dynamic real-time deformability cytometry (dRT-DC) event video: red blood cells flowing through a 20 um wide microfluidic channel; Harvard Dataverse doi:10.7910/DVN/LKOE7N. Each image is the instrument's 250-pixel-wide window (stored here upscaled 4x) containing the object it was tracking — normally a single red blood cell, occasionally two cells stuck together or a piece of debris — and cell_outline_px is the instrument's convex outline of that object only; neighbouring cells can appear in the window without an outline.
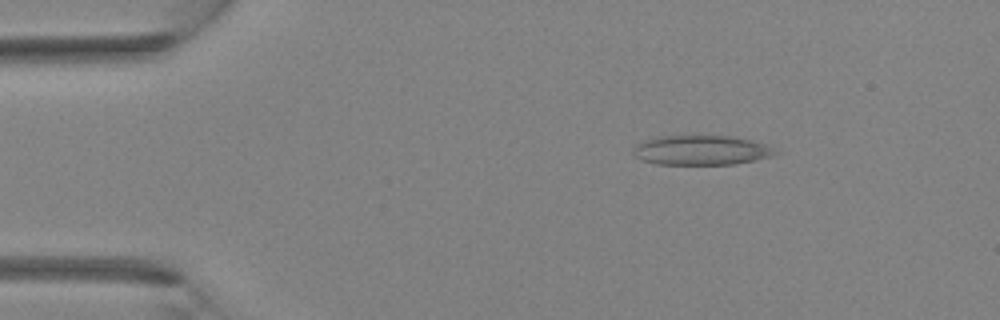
{"species": "Egyptian fruit bat (a non-hibernating species)", "species_latin": "Rousettus aegyptiacus", "temperature_condition": "room temperature", "stored_images_in_passage": 3, "camera_frame_rate_fps": 3000, "um_per_image_px": 0.085, "animal": {"sex": "female"}, "frame": {"image": 1, "passage_image": 2, "time_ms": 1.0, "image_size_px": [1000, 320], "cell_outline_px": [[784, 152], [772, 156], [756, 160], [736, 164], [656, 164], [644, 160], [636, 156], [632, 152], [636, 144], [644, 140], [656, 136], [728, 136], [752, 140], [764, 144]], "centroid_in_image_um": [59.65, 12.77], "position_along_channel_um": 25.3, "area_um2": 24.62}}